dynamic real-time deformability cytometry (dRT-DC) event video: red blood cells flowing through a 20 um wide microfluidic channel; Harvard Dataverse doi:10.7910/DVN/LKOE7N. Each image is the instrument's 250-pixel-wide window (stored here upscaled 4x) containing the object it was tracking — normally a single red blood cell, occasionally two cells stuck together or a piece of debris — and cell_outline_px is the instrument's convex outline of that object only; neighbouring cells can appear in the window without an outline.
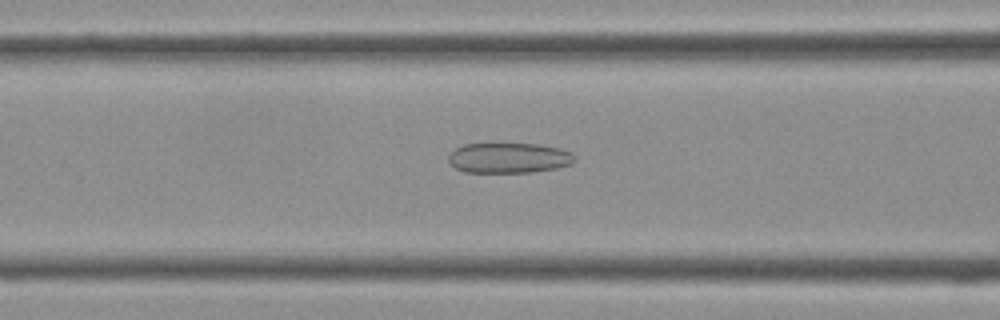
{"species": "Egyptian fruit bat (a non-hibernating species)", "species_latin": "Rousettus aegyptiacus", "temperature_condition": "cold", "stored_images_in_passage": 32, "camera_frame_rate_fps": 3000, "um_per_image_px": 0.085, "frame": {"image": 1, "passage_image": 8, "time_ms": 2.333, "image_size_px": [1000, 320], "cell_outline_px": [[576, 160], [572, 164], [556, 168], [532, 172], [464, 172], [456, 168], [448, 160], [448, 156], [456, 148], [464, 144], [536, 144], [560, 148], [572, 152], [576, 156]], "centroid_in_image_um": [43.29, 13.42], "position_along_channel_um": 123.3, "area_um2": 22.25}}
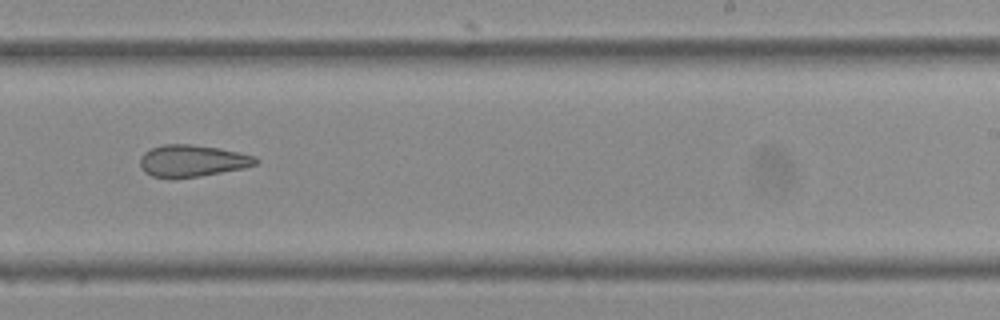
{"frame": {"image": 2, "passage_image": 17, "time_ms": 5.333, "image_size_px": [1000, 320], "cell_outline_px": [[260, 160], [256, 164], [244, 168], [200, 176], [152, 176], [144, 172], [140, 164], [140, 156], [144, 152], [152, 148], [164, 144], [192, 144], [220, 148], [256, 156]], "centroid_in_image_um": [16.38, 13.64], "position_along_channel_um": 272.6, "area_um2": 21.15}}
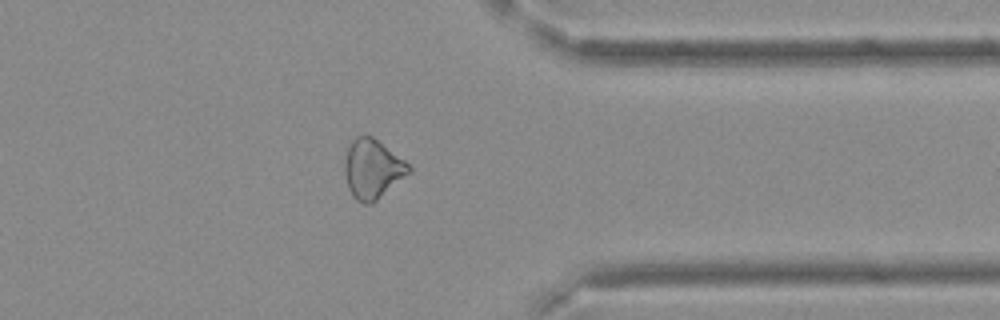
{"frame": {"image": 3, "passage_image": 24, "time_ms": 7.667, "image_size_px": [1000, 320], "cell_outline_px": [[412, 172], [372, 204], [364, 204], [356, 200], [352, 196], [348, 188], [344, 172], [344, 160], [348, 144], [356, 136], [372, 136], [404, 160], [412, 168]], "centroid_in_image_um": [31.65, 14.38], "position_along_channel_um": 379.8, "area_um2": 22.37}}